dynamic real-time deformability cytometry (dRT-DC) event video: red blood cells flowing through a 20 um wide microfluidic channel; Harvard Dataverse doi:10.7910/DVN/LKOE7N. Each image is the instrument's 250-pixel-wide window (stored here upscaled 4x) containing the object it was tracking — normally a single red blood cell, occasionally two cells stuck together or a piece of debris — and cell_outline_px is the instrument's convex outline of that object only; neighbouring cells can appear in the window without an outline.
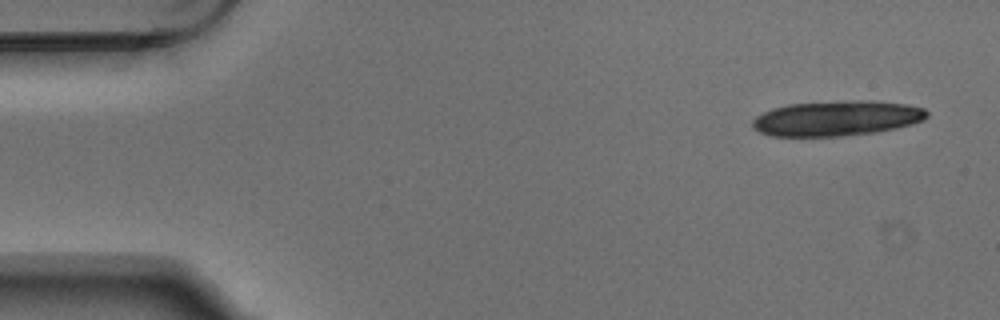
{"species": "Egyptian fruit bat (a non-hibernating species)", "species_latin": "Rousettus aegyptiacus", "temperature_condition": "warm", "stored_images_in_passage": 5, "camera_frame_rate_fps": 3000, "um_per_image_px": 0.085, "animal": {"sex": "male"}, "frame": {"image": 1, "passage_image": 1, "time_ms": 0.0, "image_size_px": [1000, 320], "cell_outline_px": [[928, 116], [924, 120], [912, 124], [896, 128], [872, 132], [840, 136], [772, 136], [760, 132], [752, 128], [752, 120], [756, 116], [772, 108], [788, 104], [856, 100], [872, 100], [908, 104], [924, 108], [928, 112]], "centroid_in_image_um": [71.13, 10.04], "position_along_channel_um": 13.9, "area_um2": 35.78}}
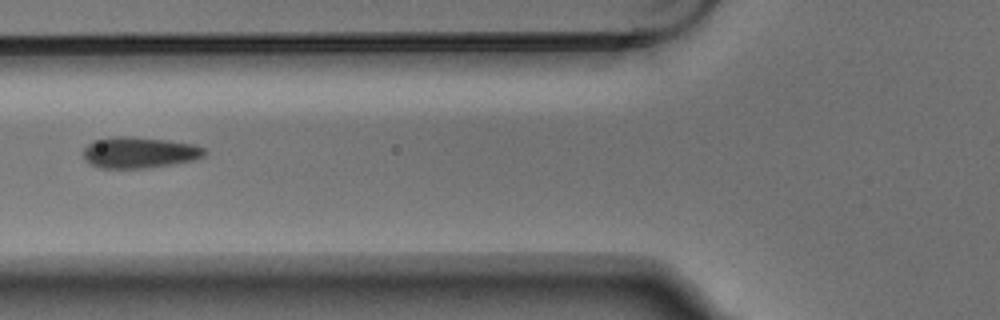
{"frame": {"image": 2, "passage_image": 5, "time_ms": 1.333, "image_size_px": [1000, 320], "cell_outline_px": [[208, 152], [204, 156], [192, 160], [144, 168], [100, 168], [92, 164], [84, 156], [84, 148], [92, 140], [112, 136], [132, 136], [168, 140], [196, 144], [204, 148]], "centroid_in_image_um": [11.85, 12.94], "position_along_channel_um": 113.9, "area_um2": 21.96}}